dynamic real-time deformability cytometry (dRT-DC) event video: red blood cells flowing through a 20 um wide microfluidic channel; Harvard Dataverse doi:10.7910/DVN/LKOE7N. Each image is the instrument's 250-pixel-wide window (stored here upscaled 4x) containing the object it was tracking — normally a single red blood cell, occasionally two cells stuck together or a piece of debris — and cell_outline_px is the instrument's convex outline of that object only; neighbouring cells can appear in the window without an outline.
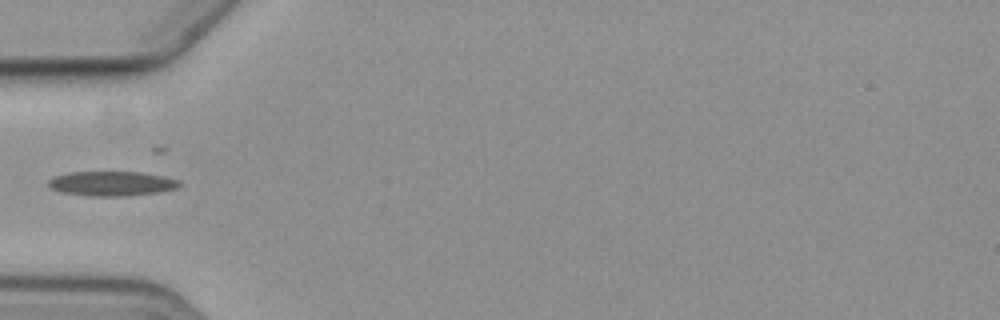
{"species": "common noctule bat (a hibernating species)", "species_latin": "Nyctalus noctula", "temperature_condition": "cold", "stored_images_in_passage": 6, "camera_frame_rate_fps": 3000, "um_per_image_px": 0.085, "animal": {"sex": "female", "body_mass_g": 19.3, "forearm_length_mm": 54.1}, "frame": {"image": 1, "passage_image": 6, "time_ms": 5.667, "image_size_px": [1000, 320], "cell_outline_px": [[180, 184], [176, 188], [160, 192], [124, 196], [92, 196], [60, 192], [52, 188], [48, 184], [48, 180], [52, 176], [68, 172], [140, 172], [164, 176], [180, 180]], "centroid_in_image_um": [9.48, 15.6], "position_along_channel_um": 75.5, "area_um2": 18.84}}